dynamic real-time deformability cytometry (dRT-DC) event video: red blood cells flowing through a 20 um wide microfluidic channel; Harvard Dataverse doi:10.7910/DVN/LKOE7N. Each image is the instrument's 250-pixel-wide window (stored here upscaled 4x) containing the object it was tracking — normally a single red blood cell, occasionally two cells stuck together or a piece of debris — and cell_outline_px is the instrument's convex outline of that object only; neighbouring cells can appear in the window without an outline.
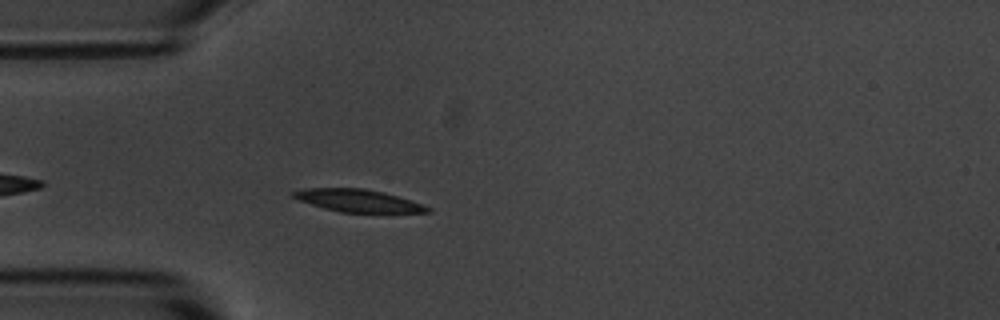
{"species": "common noctule bat (a hibernating species)", "species_latin": "Nyctalus noctula", "temperature_condition": "room temperature", "stored_images_in_passage": 22, "camera_frame_rate_fps": 3000, "um_per_image_px": 0.085, "animal": {"sex": "male", "body_mass_g": 20.1, "forearm_length_mm": 53.5}, "frame": {"image": 1, "passage_image": 4, "time_ms": 1.0, "image_size_px": [1000, 320], "cell_outline_px": [[432, 212], [340, 212], [324, 208], [300, 200], [292, 196], [292, 192], [304, 188], [364, 188], [384, 192], [424, 204], [432, 208]], "centroid_in_image_um": [30.47, 17.05], "position_along_channel_um": 54.5, "area_um2": 17.46}}
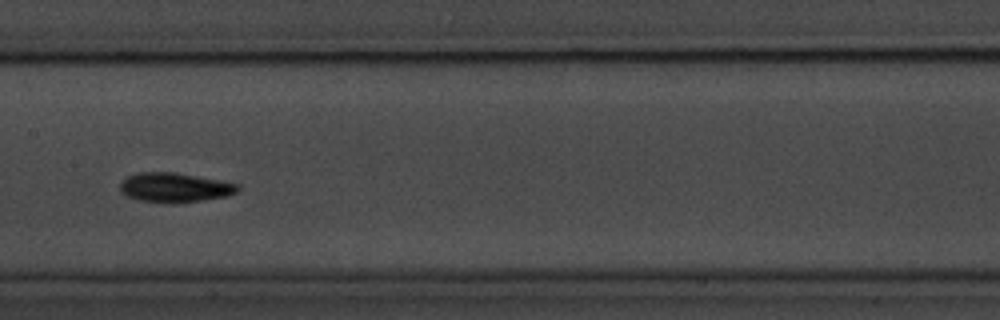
{"frame": {"image": 2, "passage_image": 16, "time_ms": 5.0, "image_size_px": [1000, 320], "cell_outline_px": [[240, 188], [236, 192], [228, 196], [176, 204], [164, 204], [140, 200], [128, 196], [120, 192], [120, 180], [128, 176], [140, 172], [172, 172], [220, 180], [240, 184]], "centroid_in_image_um": [14.84, 15.95], "position_along_channel_um": 192.6, "area_um2": 20.46}}